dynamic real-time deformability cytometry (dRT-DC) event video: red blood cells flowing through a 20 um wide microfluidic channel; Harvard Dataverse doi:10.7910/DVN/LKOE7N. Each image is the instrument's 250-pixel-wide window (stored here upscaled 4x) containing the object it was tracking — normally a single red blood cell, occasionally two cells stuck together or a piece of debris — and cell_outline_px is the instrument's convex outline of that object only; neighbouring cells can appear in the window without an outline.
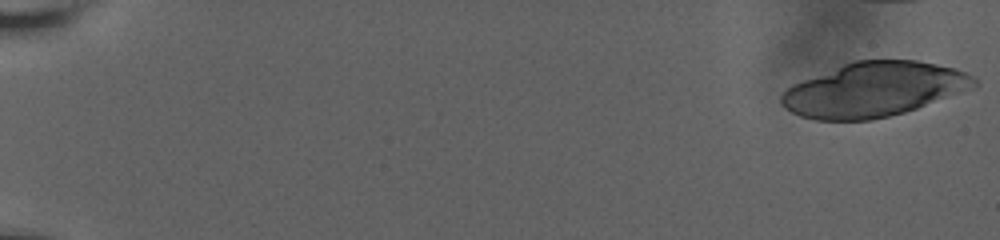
{"species": "human", "species_latin": "Homo sapiens", "temperature_condition": "room temperature", "stored_images_in_passage": 21, "camera_frame_rate_fps": 3000, "um_per_image_px": 0.085, "donor": {"sex": "male"}, "frame": {"image": 1, "passage_image": 1, "time_ms": 0.0, "image_size_px": [1000, 240], "cell_outline_px": [[980, 84], [916, 108], [904, 112], [872, 120], [816, 120], [800, 116], [792, 112], [780, 100], [780, 96], [792, 84], [852, 60], [916, 60], [956, 68], [972, 76]], "centroid_in_image_um": [74.25, 7.6], "position_along_channel_um": 10.8, "area_um2": 60.52}}